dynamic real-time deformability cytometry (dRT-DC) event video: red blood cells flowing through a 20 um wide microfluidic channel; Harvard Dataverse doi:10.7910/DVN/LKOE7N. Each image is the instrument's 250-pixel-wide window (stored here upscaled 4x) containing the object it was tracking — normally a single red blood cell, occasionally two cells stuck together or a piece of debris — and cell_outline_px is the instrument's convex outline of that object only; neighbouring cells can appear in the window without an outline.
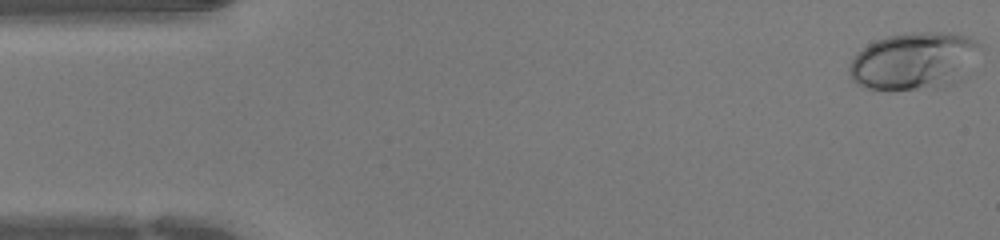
{"species": "human", "species_latin": "Homo sapiens", "temperature_condition": "warm", "stored_images_in_passage": 44, "camera_frame_rate_fps": 3000, "um_per_image_px": 0.085, "donor": {"sex": "female"}, "frame": {"image": 1, "passage_image": 1, "time_ms": 0.0, "image_size_px": [1000, 240], "cell_outline_px": [[984, 48], [960, 80], [956, 84], [916, 88], [868, 88], [856, 84], [852, 80], [848, 72], [848, 68], [856, 52], [868, 44], [876, 40], [888, 36], [908, 32], [956, 32], [968, 36], [984, 44]], "centroid_in_image_um": [77.75, 5.13], "position_along_channel_um": 7.3, "area_um2": 43.93}}
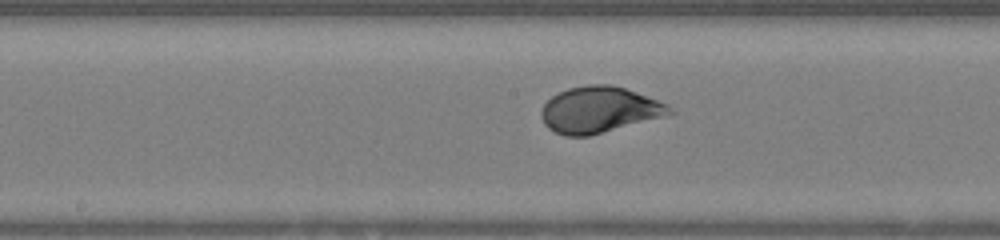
{"frame": {"image": 2, "passage_image": 22, "time_ms": 7.0, "image_size_px": [1000, 240], "cell_outline_px": [[676, 112], [588, 136], [564, 136], [548, 128], [544, 124], [540, 116], [540, 112], [544, 104], [552, 96], [568, 88], [588, 84], [608, 84], [624, 88], [636, 92], [668, 104]], "centroid_in_image_um": [50.89, 9.32], "position_along_channel_um": 197.3, "area_um2": 34.04}}
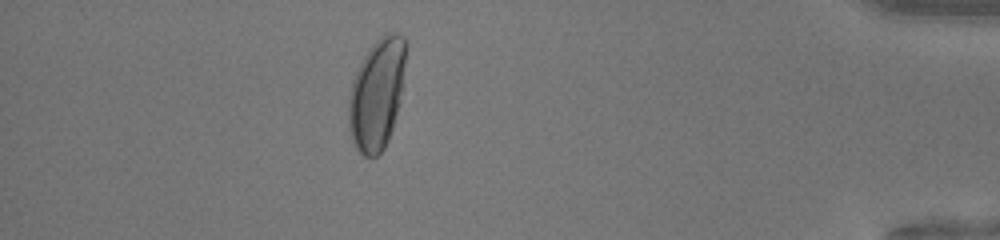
{"frame": {"image": 3, "passage_image": 39, "time_ms": 12.667, "image_size_px": [1000, 240], "cell_outline_px": [[408, 44], [400, 104], [388, 140], [384, 148], [376, 156], [364, 156], [356, 148], [352, 140], [348, 124], [348, 96], [352, 80], [368, 48], [384, 32], [396, 32], [404, 36]], "centroid_in_image_um": [32.05, 7.93], "position_along_channel_um": 403.1, "area_um2": 37.63}}